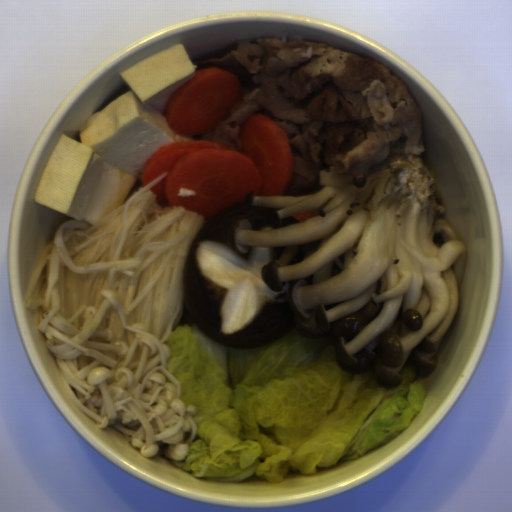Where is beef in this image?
<instances>
[{
    "label": "beef",
    "instance_id": "1",
    "mask_svg": "<svg viewBox=\"0 0 512 512\" xmlns=\"http://www.w3.org/2000/svg\"><path fill=\"white\" fill-rule=\"evenodd\" d=\"M194 65V72L231 73L239 97L212 131L192 140L241 153L244 122L265 115L284 129L290 147L291 181L281 196L320 192L314 178L321 170L344 175L358 163L425 152L423 110L406 85L369 56L328 43L260 38Z\"/></svg>",
    "mask_w": 512,
    "mask_h": 512
}]
</instances>
